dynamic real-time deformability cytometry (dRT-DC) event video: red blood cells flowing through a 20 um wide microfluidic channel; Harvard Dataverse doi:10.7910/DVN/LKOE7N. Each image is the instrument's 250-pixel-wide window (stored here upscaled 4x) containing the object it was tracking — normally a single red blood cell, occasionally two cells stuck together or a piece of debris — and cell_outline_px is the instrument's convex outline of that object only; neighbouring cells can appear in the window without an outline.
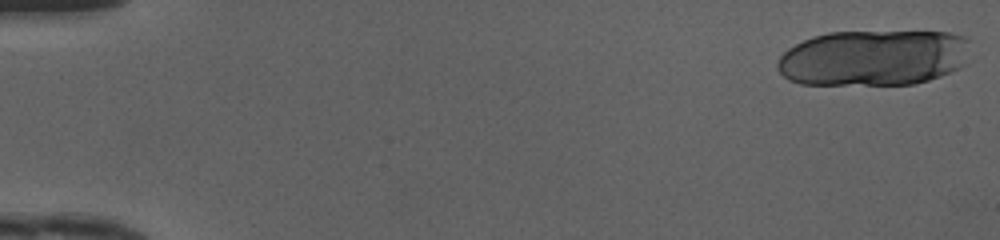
{"species": "human", "species_latin": "Homo sapiens", "temperature_condition": "cold", "stored_images_in_passage": 18, "camera_frame_rate_fps": 3000, "um_per_image_px": 0.085, "donor": {"sex": "female"}, "frame": {"image": 1, "passage_image": 1, "time_ms": 0.0, "image_size_px": [1000, 240], "cell_outline_px": [[968, 64], [960, 68], [940, 76], [916, 84], [800, 84], [788, 80], [776, 68], [776, 64], [780, 56], [788, 48], [812, 36], [828, 32], [948, 32], [968, 36]], "centroid_in_image_um": [74.27, 4.91], "position_along_channel_um": 10.7, "area_um2": 63.41}}